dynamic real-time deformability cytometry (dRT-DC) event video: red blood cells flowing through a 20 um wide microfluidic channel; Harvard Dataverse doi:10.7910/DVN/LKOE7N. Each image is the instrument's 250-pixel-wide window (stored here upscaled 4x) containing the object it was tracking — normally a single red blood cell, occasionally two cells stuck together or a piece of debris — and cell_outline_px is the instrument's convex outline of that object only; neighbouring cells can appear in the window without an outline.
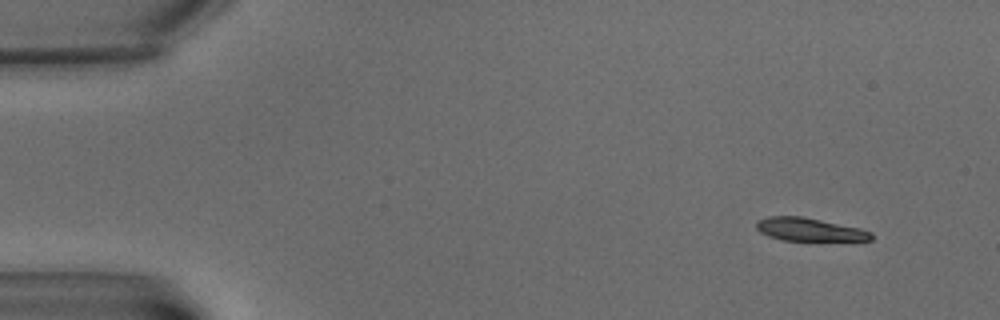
{"species": "common noctule bat (a hibernating species)", "species_latin": "Nyctalus noctula", "temperature_condition": "warm", "stored_images_in_passage": 5, "camera_frame_rate_fps": 3000, "um_per_image_px": 0.085, "animal": {"sex": "male", "body_mass_g": 15.6}, "frame": {"image": 1, "passage_image": 1, "time_ms": 0.0, "image_size_px": [1000, 320], "cell_outline_px": [[872, 240], [784, 240], [768, 236], [760, 232], [756, 228], [756, 220], [768, 216], [800, 216], [860, 228], [872, 232]], "centroid_in_image_um": [68.75, 19.5], "position_along_channel_um": 16.2, "area_um2": 15.26}}
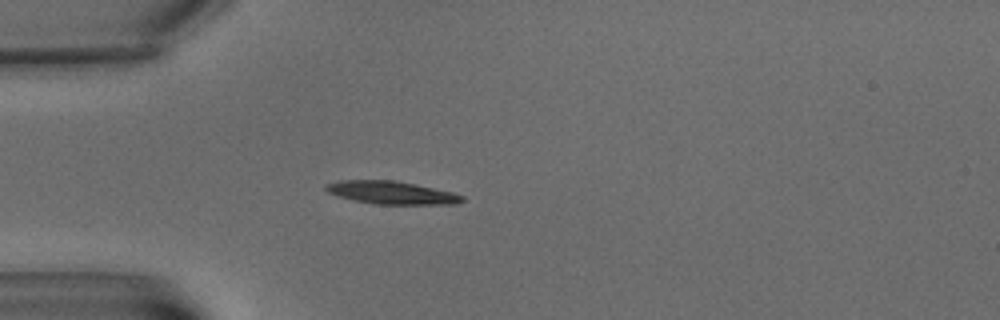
{"frame": {"image": 2, "passage_image": 5, "time_ms": 4.667, "image_size_px": [1000, 320], "cell_outline_px": [[464, 200], [456, 204], [376, 204], [352, 200], [328, 192], [324, 188], [324, 184], [336, 180], [396, 180], [416, 184], [452, 192], [464, 196]], "centroid_in_image_um": [33.25, 16.36], "position_along_channel_um": 51.7, "area_um2": 18.26}}